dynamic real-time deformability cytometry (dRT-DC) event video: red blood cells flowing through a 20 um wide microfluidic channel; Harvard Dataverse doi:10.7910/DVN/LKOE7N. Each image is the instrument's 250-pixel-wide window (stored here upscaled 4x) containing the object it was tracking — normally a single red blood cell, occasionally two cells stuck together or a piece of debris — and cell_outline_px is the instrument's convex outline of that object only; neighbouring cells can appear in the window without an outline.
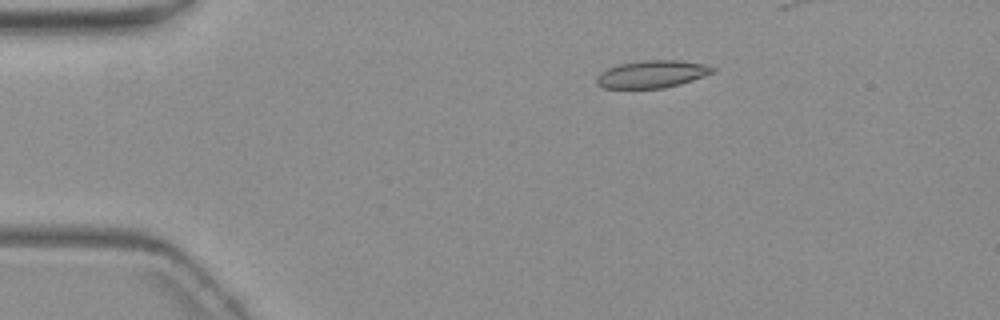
{"species": "common noctule bat (a hibernating species)", "species_latin": "Nyctalus noctula", "temperature_condition": "warm", "stored_images_in_passage": 3, "camera_frame_rate_fps": 3000, "um_per_image_px": 0.085, "animal": {"sex": "female", "body_mass_g": 19.3, "forearm_length_mm": 54.1}, "frame": {"image": 1, "passage_image": 1, "time_ms": 0.0, "image_size_px": [1000, 320], "cell_outline_px": [[716, 72], [680, 84], [664, 88], [604, 88], [596, 84], [596, 76], [600, 72], [608, 68], [620, 64], [644, 60], [680, 60], [704, 64], [716, 68]], "centroid_in_image_um": [55.43, 6.3], "position_along_channel_um": 29.6, "area_um2": 18.61}}
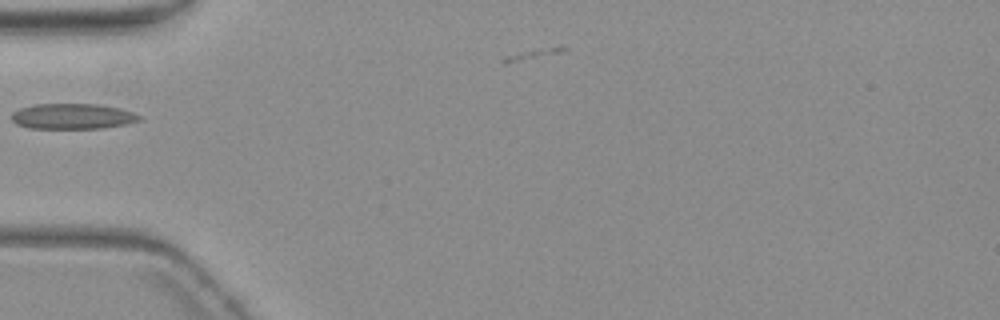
{"frame": {"image": 2, "passage_image": 3, "time_ms": 3.0, "image_size_px": [1000, 320], "cell_outline_px": [[140, 120], [124, 124], [104, 128], [28, 128], [16, 124], [12, 120], [12, 112], [20, 108], [32, 104], [100, 104], [120, 108], [132, 112], [140, 116]], "centroid_in_image_um": [6.13, 9.88], "position_along_channel_um": 78.9, "area_um2": 18.96}}